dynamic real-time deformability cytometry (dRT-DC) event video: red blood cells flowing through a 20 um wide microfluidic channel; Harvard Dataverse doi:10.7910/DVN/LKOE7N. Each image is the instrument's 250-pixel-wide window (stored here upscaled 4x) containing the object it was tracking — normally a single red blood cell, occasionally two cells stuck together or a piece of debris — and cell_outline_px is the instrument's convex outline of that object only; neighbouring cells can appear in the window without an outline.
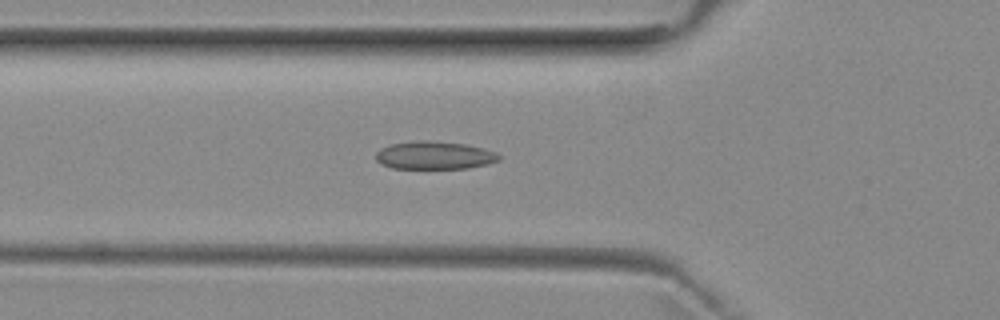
{"species": "common noctule bat (a hibernating species)", "species_latin": "Nyctalus noctula", "temperature_condition": "room temperature", "stored_images_in_passage": 51, "camera_frame_rate_fps": 3000, "um_per_image_px": 0.085, "animal": {"sex": "female", "body_mass_g": 29.2, "forearm_length_mm": 56.3}, "frame": {"image": 1, "passage_image": 17, "time_ms": 5.333, "image_size_px": [1000, 320], "cell_outline_px": [[500, 160], [488, 164], [468, 168], [392, 168], [380, 164], [376, 160], [376, 152], [380, 148], [392, 144], [420, 140], [424, 140], [464, 144], [496, 152], [500, 156]], "centroid_in_image_um": [36.9, 13.21], "position_along_channel_um": 88.9, "area_um2": 19.88}}
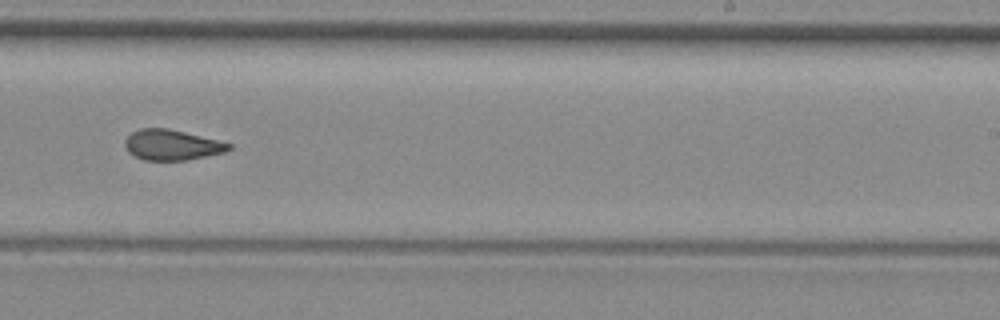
{"frame": {"image": 2, "passage_image": 31, "time_ms": 10.0, "image_size_px": [1000, 320], "cell_outline_px": [[232, 148], [224, 152], [188, 160], [144, 160], [128, 152], [124, 144], [124, 140], [132, 132], [140, 128], [168, 128], [232, 144]], "centroid_in_image_um": [14.58, 12.32], "position_along_channel_um": 274.4, "area_um2": 18.26}}
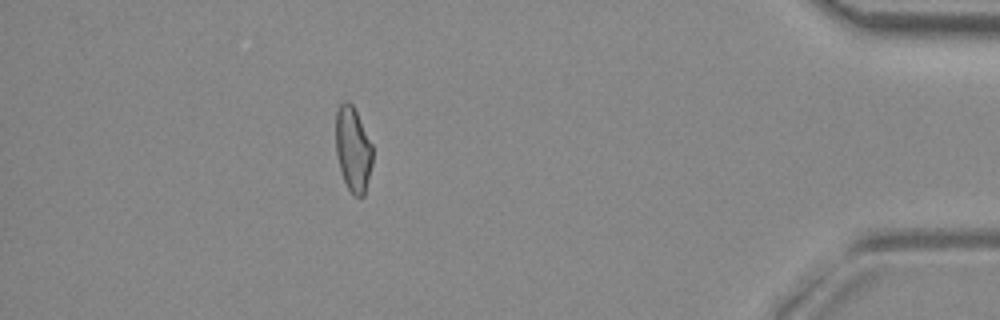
{"frame": {"image": 3, "passage_image": 45, "time_ms": 14.667, "image_size_px": [1000, 320], "cell_outline_px": [[372, 164], [364, 196], [356, 196], [348, 188], [344, 180], [336, 156], [336, 112], [340, 104], [344, 100], [348, 100], [352, 104], [372, 144]], "centroid_in_image_um": [30.0, 12.66], "position_along_channel_um": 405.2, "area_um2": 18.03}, "authors_computed_cell_mechanics": {"area_um2": 19.3052, "velocity_mm_per_s": 3.9652, "shape_relaxation_time_tau1_ms": null, "shape_relaxation_time_tau2_ms": 2.5417, "deformation_change_tau1": null, "deformation_change_tau2": 0.0864}}